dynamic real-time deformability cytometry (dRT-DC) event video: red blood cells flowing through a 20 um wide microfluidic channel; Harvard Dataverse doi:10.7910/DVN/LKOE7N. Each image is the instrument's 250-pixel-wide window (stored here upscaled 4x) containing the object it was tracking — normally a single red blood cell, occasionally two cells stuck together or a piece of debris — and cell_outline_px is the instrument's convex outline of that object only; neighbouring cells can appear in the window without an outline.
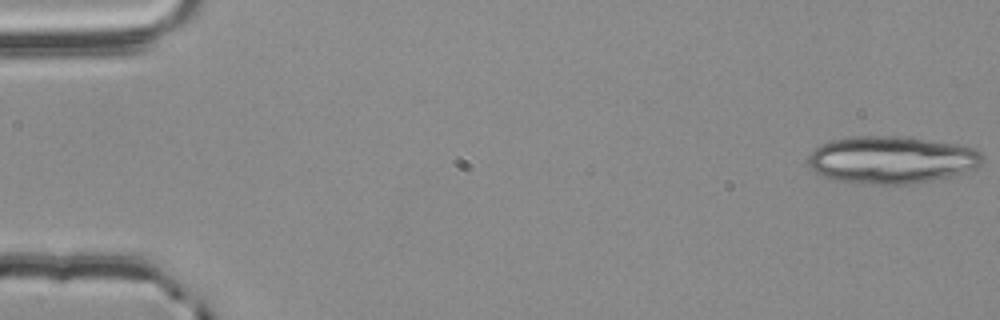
{"species": "common noctule bat (a hibernating species)", "species_latin": "Nyctalus noctula", "temperature_condition": "room temperature", "stored_images_in_passage": 56, "segment_of_instrument_passage": [1, 2], "camera_frame_rate_fps": 3000, "um_per_image_px": 0.085, "animal": {"sex": "male", "body_mass_g": 20.4}, "frame": {"image": 1, "passage_image": 1, "time_ms": 0.0, "image_size_px": [1000, 320], "cell_outline_px": [[984, 160], [976, 168], [964, 172], [932, 180], [904, 184], [876, 184], [836, 180], [824, 176], [816, 172], [808, 164], [808, 156], [820, 144], [832, 140], [856, 136], [892, 136], [956, 144], [976, 148], [984, 156]], "centroid_in_image_um": [75.78, 13.58], "position_along_channel_um": 9.2, "area_um2": 47.51}}